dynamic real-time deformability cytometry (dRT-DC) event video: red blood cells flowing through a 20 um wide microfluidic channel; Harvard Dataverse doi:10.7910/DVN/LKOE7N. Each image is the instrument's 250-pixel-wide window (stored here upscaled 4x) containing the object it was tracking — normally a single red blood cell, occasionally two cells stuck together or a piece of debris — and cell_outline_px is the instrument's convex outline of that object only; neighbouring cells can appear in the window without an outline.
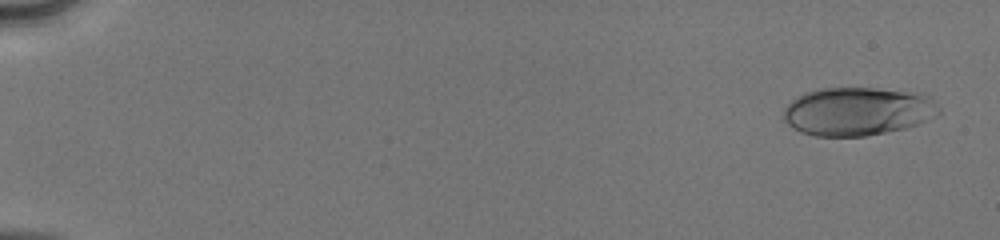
{"species": "human", "species_latin": "Homo sapiens", "temperature_condition": "cold", "stored_images_in_passage": 52, "camera_frame_rate_fps": 3000, "um_per_image_px": 0.085, "donor": {"sex": "male"}, "frame": {"image": 1, "passage_image": 3, "time_ms": 0.667, "image_size_px": [1000, 240], "cell_outline_px": [[944, 112], [916, 124], [904, 128], [864, 136], [816, 136], [800, 132], [792, 128], [784, 120], [784, 108], [796, 96], [820, 88], [876, 88], [932, 96]], "centroid_in_image_um": [72.9, 9.46], "position_along_channel_um": 12.1, "area_um2": 43.64}}
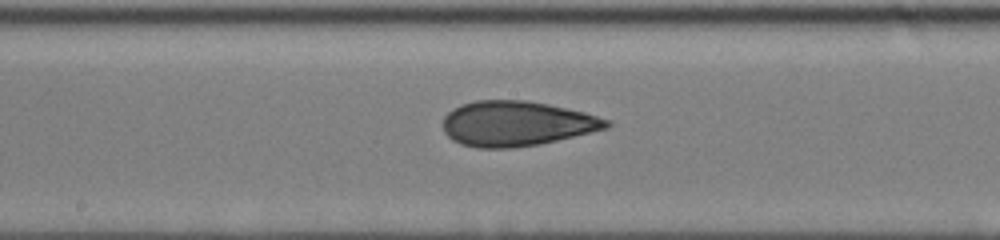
{"frame": {"image": 2, "passage_image": 30, "time_ms": 9.667, "image_size_px": [1000, 240], "cell_outline_px": [[612, 124], [608, 128], [592, 132], [540, 144], [512, 148], [476, 148], [460, 144], [452, 140], [444, 132], [444, 116], [452, 108], [460, 104], [476, 100], [528, 100], [548, 104], [584, 112], [608, 120]], "centroid_in_image_um": [43.88, 10.5], "position_along_channel_um": 204.3, "area_um2": 43.06}}
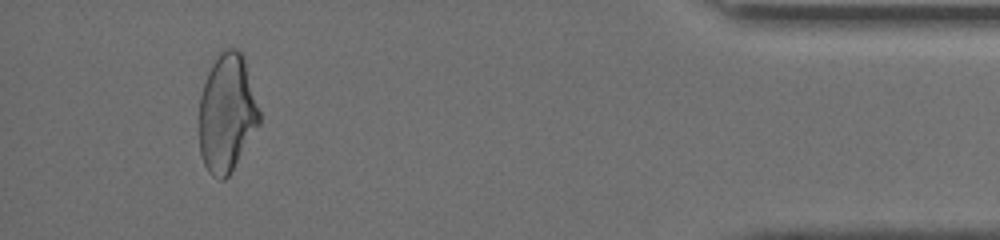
{"frame": {"image": 3, "passage_image": 49, "time_ms": 16.0, "image_size_px": [1000, 240], "cell_outline_px": [[260, 124], [228, 176], [224, 180], [220, 180], [212, 176], [208, 172], [204, 164], [200, 152], [200, 96], [208, 72], [220, 48], [236, 48], [244, 56], [260, 112]], "centroid_in_image_um": [19.29, 9.59], "position_along_channel_um": 415.9, "area_um2": 41.44}}